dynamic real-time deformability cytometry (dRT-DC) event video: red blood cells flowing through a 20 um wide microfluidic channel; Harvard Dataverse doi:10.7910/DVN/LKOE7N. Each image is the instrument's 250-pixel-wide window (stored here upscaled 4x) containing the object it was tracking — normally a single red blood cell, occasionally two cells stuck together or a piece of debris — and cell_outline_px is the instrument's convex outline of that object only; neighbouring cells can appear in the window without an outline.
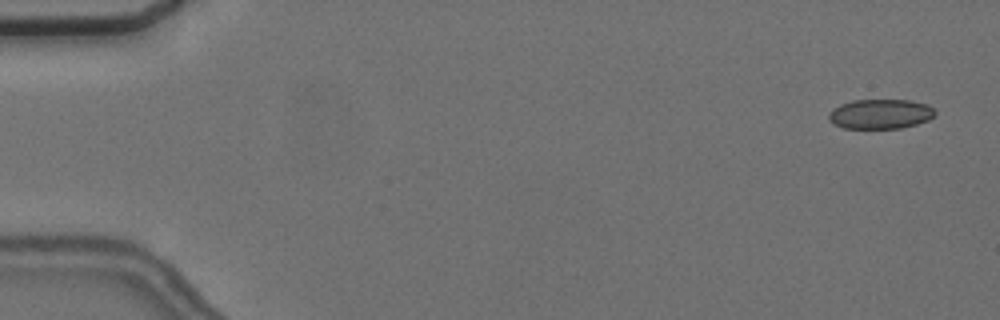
{"species": "common noctule bat (a hibernating species)", "species_latin": "Nyctalus noctula", "temperature_condition": "cold", "stored_images_in_passage": 9, "camera_frame_rate_fps": 3000, "um_per_image_px": 0.085, "animal": {"sex": "female", "body_mass_g": 24.6, "forearm_length_mm": 56.2}, "frame": {"image": 1, "passage_image": 1, "time_ms": 0.0, "image_size_px": [1000, 320], "cell_outline_px": [[936, 112], [928, 120], [916, 124], [900, 128], [844, 128], [828, 120], [828, 112], [832, 108], [840, 104], [852, 100], [912, 100], [928, 104]], "centroid_in_image_um": [74.81, 9.67], "position_along_channel_um": 10.2, "area_um2": 18.44}}
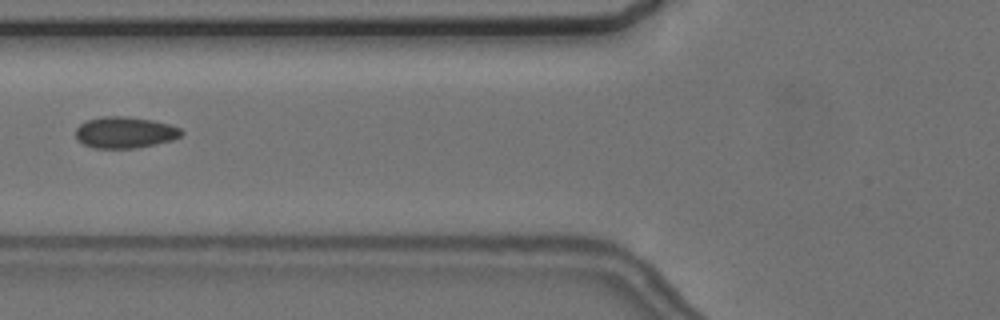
{"frame": {"image": 2, "passage_image": 6, "time_ms": 6.667, "image_size_px": [1000, 320], "cell_outline_px": [[184, 132], [180, 136], [172, 140], [156, 144], [136, 148], [92, 148], [76, 140], [76, 128], [80, 124], [88, 120], [104, 116], [128, 116], [152, 120], [168, 124], [180, 128]], "centroid_in_image_um": [10.61, 11.26], "position_along_channel_um": 115.2, "area_um2": 19.36}}
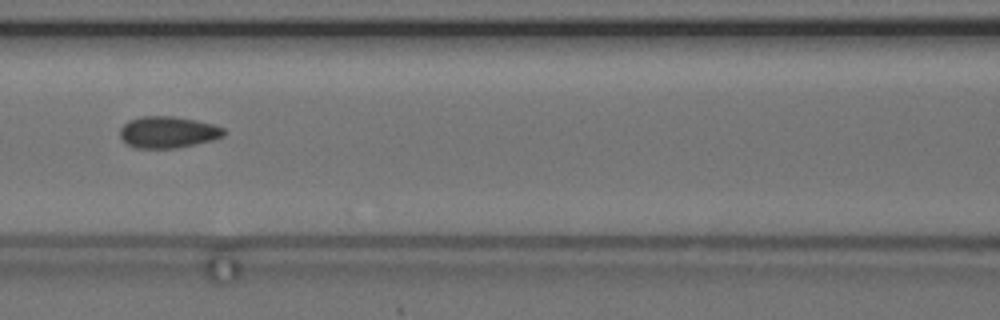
{"frame": {"image": 3, "passage_image": 7, "time_ms": 7.667, "image_size_px": [1000, 320], "cell_outline_px": [[224, 136], [212, 140], [176, 148], [136, 148], [128, 144], [120, 136], [120, 128], [128, 120], [144, 116], [172, 116], [196, 120], [212, 124], [224, 128]], "centroid_in_image_um": [14.26, 11.23], "position_along_channel_um": 152.3, "area_um2": 18.96}}